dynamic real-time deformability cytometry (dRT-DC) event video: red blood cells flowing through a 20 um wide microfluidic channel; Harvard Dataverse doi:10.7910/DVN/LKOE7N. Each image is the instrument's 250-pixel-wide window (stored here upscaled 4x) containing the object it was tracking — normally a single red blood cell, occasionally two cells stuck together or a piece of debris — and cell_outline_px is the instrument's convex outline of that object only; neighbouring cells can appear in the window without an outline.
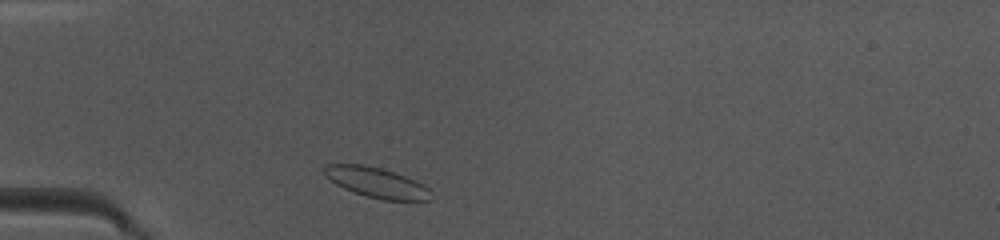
{"species": "common noctule bat (a hibernating species)", "species_latin": "Nyctalus noctula", "temperature_condition": "warm", "stored_images_in_passage": 37, "camera_frame_rate_fps": 3000, "um_per_image_px": 0.085, "animal": {"sex": "female", "body_mass_g": 10.0, "forearm_length_mm": 53.1}, "frame": {"image": 1, "passage_image": 2, "time_ms": 0.333, "image_size_px": [1000, 240], "cell_outline_px": [[432, 200], [384, 200], [368, 196], [344, 188], [336, 184], [324, 176], [324, 164], [360, 164], [380, 168], [416, 180], [424, 184], [428, 188]], "centroid_in_image_um": [31.99, 15.51], "position_along_channel_um": 53.0, "area_um2": 18.5}}
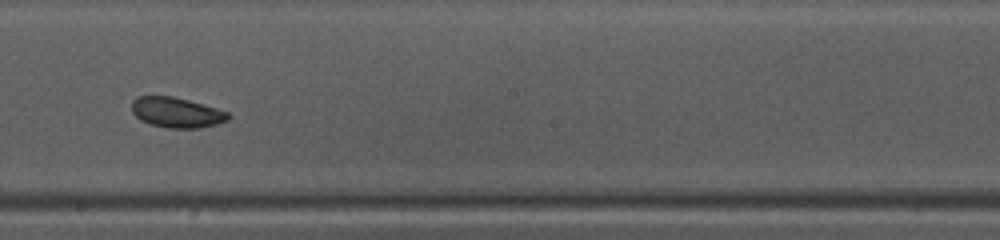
{"frame": {"image": 2, "passage_image": 16, "time_ms": 5.0, "image_size_px": [1000, 240], "cell_outline_px": [[232, 116], [228, 120], [216, 124], [200, 128], [168, 128], [148, 124], [140, 120], [132, 112], [132, 100], [136, 96], [172, 96], [204, 104], [228, 112]], "centroid_in_image_um": [15.0, 9.56], "position_along_channel_um": 233.2, "area_um2": 17.17}}
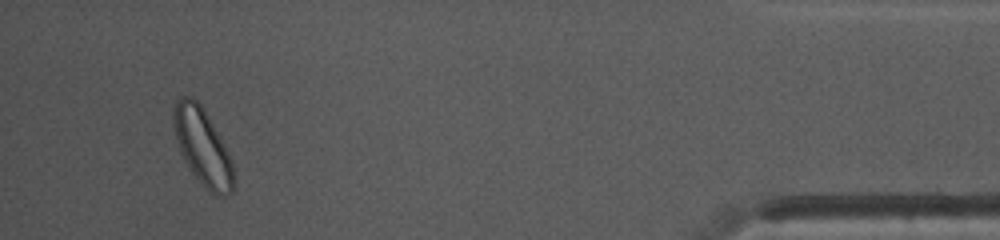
{"frame": {"image": 3, "passage_image": 34, "time_ms": 11.0, "image_size_px": [1000, 240], "cell_outline_px": [[232, 192], [228, 196], [216, 196], [192, 172], [184, 160], [180, 152], [176, 136], [172, 116], [172, 108], [176, 100], [180, 96], [188, 96], [196, 100], [204, 108], [220, 136], [228, 152], [232, 164]], "centroid_in_image_um": [17.19, 12.42], "position_along_channel_um": 418.0, "area_um2": 26.36}, "authors_computed_cell_mechanics": {"area_um2": 17.8602, "velocity_mm_per_s": 4.0948, "shape_relaxation_time_tau1_ms": 8.153, "shape_relaxation_time_tau2_ms": null, "deformation_change_tau1": 0.1159, "deformation_change_tau2": null}}